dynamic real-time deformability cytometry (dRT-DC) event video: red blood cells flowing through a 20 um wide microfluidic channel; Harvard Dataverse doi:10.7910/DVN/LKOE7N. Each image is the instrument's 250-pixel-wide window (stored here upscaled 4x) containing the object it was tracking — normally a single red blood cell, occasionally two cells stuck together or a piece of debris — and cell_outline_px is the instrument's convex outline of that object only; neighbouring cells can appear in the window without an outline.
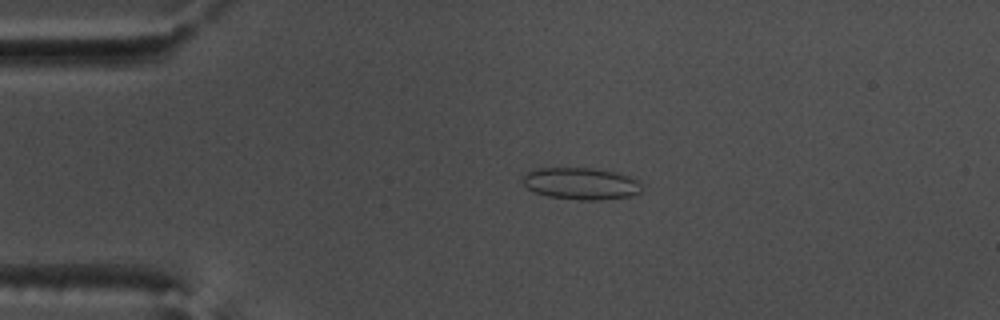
{"species": "common noctule bat (a hibernating species)", "species_latin": "Nyctalus noctula", "temperature_condition": "warm", "stored_images_in_passage": 47, "camera_frame_rate_fps": 3000, "um_per_image_px": 0.085, "animal": {"sex": "male", "body_mass_g": 17.5, "forearm_length_mm": 52.3}, "frame": {"image": 1, "passage_image": 5, "time_ms": 1.333, "image_size_px": [1000, 320], "cell_outline_px": [[644, 188], [640, 192], [632, 196], [600, 200], [580, 200], [548, 196], [532, 192], [524, 184], [524, 176], [528, 172], [536, 168], [596, 168], [616, 172], [628, 176], [636, 180]], "centroid_in_image_um": [49.4, 15.61], "position_along_channel_um": 35.6, "area_um2": 22.2}}
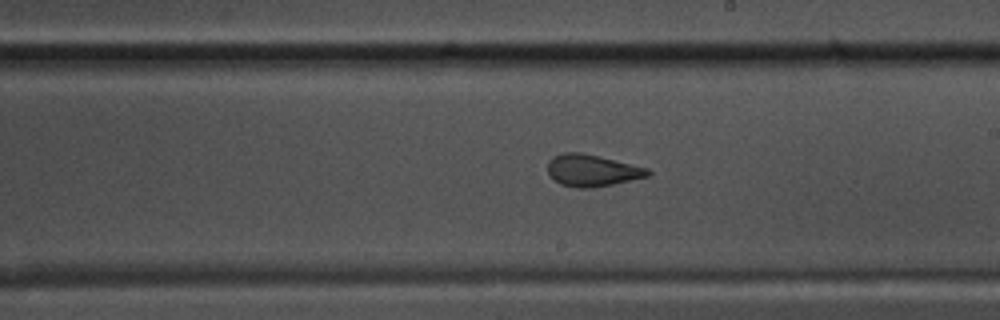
{"frame": {"image": 2, "passage_image": 24, "time_ms": 7.667, "image_size_px": [1000, 320], "cell_outline_px": [[652, 172], [648, 176], [612, 184], [592, 188], [576, 188], [560, 184], [548, 172], [548, 160], [552, 156], [564, 152], [580, 152], [648, 168]], "centroid_in_image_um": [50.3, 14.49], "position_along_channel_um": 238.7, "area_um2": 18.38}}
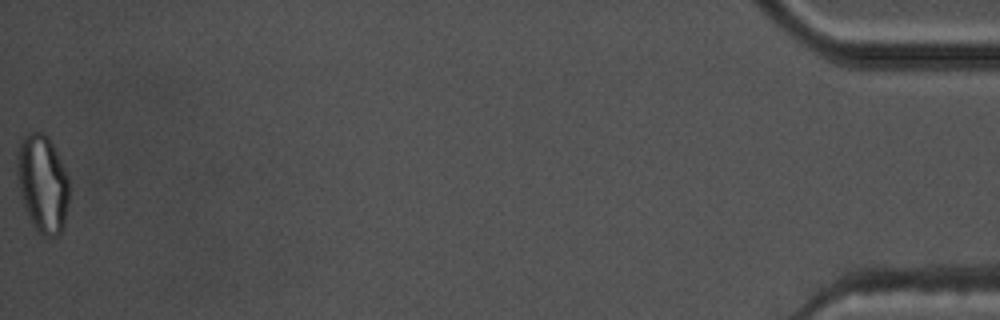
{"frame": {"image": 3, "passage_image": 47, "time_ms": 15.333, "image_size_px": [1000, 320], "cell_outline_px": [[68, 204], [64, 224], [60, 232], [56, 236], [44, 236], [32, 224], [24, 208], [16, 176], [16, 148], [20, 140], [28, 132], [44, 132], [48, 136], [68, 176]], "centroid_in_image_um": [3.58, 15.56], "position_along_channel_um": 431.6, "area_um2": 29.82}, "authors_computed_cell_mechanics": {"area_um2": 20.1144, "velocity_mm_per_s": 3.8077, "shape_relaxation_time_tau1_ms": null, "shape_relaxation_time_tau2_ms": 1.0113, "deformation_change_tau1": null, "deformation_change_tau2": 0.083}}